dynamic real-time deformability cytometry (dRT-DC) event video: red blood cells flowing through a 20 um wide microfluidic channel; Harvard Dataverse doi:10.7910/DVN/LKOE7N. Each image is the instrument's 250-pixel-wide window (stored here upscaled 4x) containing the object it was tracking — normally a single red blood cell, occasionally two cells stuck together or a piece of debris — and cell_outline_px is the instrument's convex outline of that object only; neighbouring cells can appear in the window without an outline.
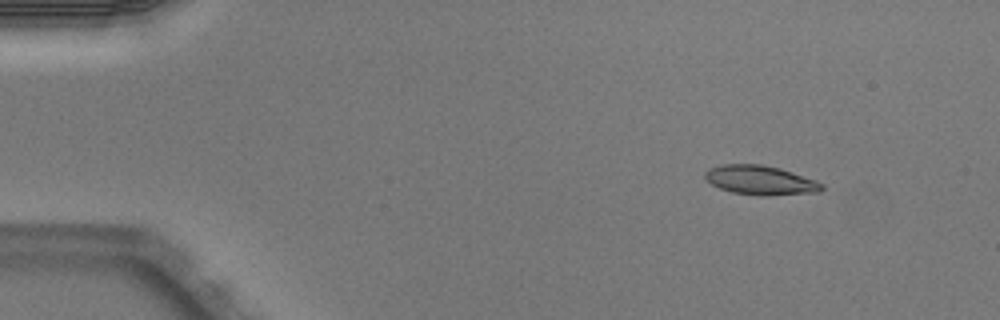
{"species": "Egyptian fruit bat (a non-hibernating species)", "species_latin": "Rousettus aegyptiacus", "temperature_condition": "warm", "stored_images_in_passage": 6, "camera_frame_rate_fps": 3000, "um_per_image_px": 0.085, "animal": {"sex": "male"}, "frame": {"image": 1, "passage_image": 2, "time_ms": 0.333, "image_size_px": [1000, 320], "cell_outline_px": [[824, 188], [820, 192], [768, 196], [760, 196], [732, 192], [720, 188], [712, 184], [704, 176], [704, 172], [708, 168], [724, 164], [760, 164], [780, 168], [816, 180], [824, 184]], "centroid_in_image_um": [64.66, 15.32], "position_along_channel_um": 20.3, "area_um2": 20.06}}
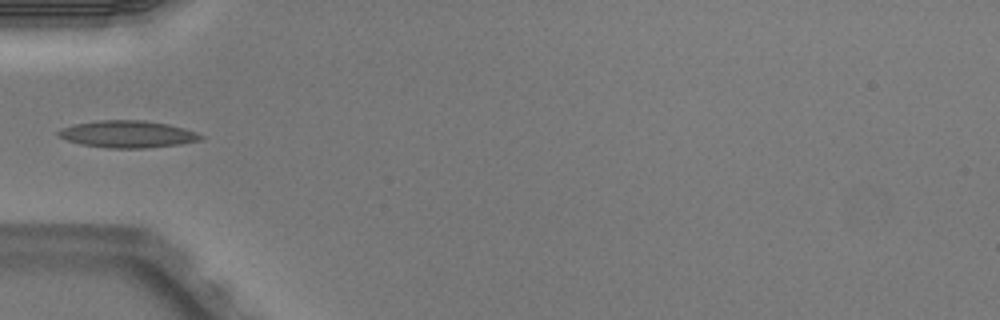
{"frame": {"image": 2, "passage_image": 5, "time_ms": 1.333, "image_size_px": [1000, 320], "cell_outline_px": [[204, 136], [200, 140], [180, 144], [144, 148], [108, 148], [80, 144], [68, 140], [60, 136], [56, 132], [60, 128], [76, 124], [100, 120], [144, 120], [168, 124], [184, 128], [196, 132]], "centroid_in_image_um": [10.85, 11.4], "position_along_channel_um": 74.1, "area_um2": 22.31}}